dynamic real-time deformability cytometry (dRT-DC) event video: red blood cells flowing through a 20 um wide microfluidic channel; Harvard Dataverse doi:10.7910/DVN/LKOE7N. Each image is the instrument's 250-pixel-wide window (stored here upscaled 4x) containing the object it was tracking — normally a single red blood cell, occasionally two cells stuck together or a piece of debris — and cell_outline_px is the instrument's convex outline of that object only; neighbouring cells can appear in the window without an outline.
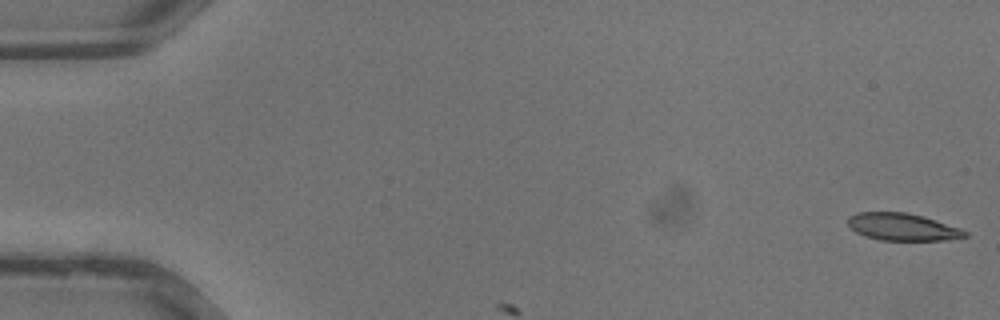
{"species": "common noctule bat (a hibernating species)", "species_latin": "Nyctalus noctula", "temperature_condition": "warm", "stored_images_in_passage": 4, "camera_frame_rate_fps": 3000, "um_per_image_px": 0.085, "animal": {"sex": "male", "body_mass_g": 13.3}, "frame": {"image": 1, "passage_image": 1, "time_ms": 0.0, "image_size_px": [1000, 320], "cell_outline_px": [[968, 236], [944, 240], [880, 240], [864, 236], [856, 232], [848, 224], [848, 216], [856, 212], [908, 212], [924, 216], [960, 228], [968, 232]], "centroid_in_image_um": [76.7, 19.28], "position_along_channel_um": 8.3, "area_um2": 18.67}}